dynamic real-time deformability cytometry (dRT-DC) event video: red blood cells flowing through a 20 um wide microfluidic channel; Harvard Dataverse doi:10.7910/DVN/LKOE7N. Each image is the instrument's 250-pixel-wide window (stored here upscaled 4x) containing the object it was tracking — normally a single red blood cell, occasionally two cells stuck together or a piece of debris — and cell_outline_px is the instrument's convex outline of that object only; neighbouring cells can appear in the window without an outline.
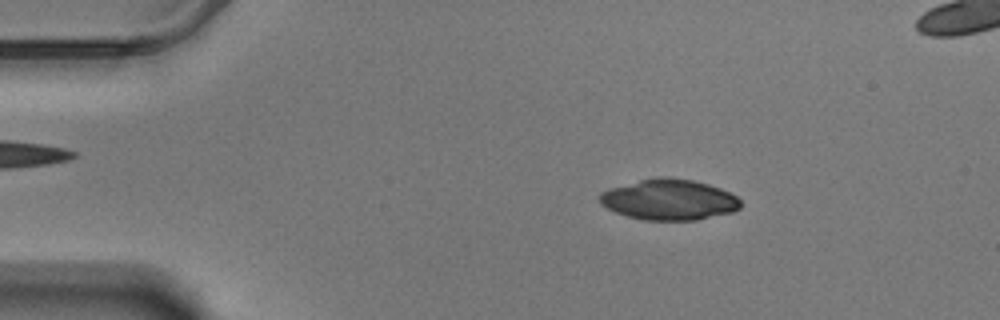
{"species": "Egyptian fruit bat (a non-hibernating species)", "species_latin": "Rousettus aegyptiacus", "temperature_condition": "warm", "stored_images_in_passage": 58, "camera_frame_rate_fps": 3000, "um_per_image_px": 0.085, "animal": {"sex": "male"}, "frame": {"image": 1, "passage_image": 9, "time_ms": 2.667, "image_size_px": [1000, 320], "cell_outline_px": [[740, 208], [732, 212], [696, 220], [644, 220], [628, 216], [616, 212], [600, 204], [596, 196], [600, 192], [608, 188], [656, 176], [668, 176], [692, 180], [708, 184], [720, 188], [736, 196], [740, 200]], "centroid_in_image_um": [56.83, 16.96], "position_along_channel_um": 28.2, "area_um2": 33.64}}
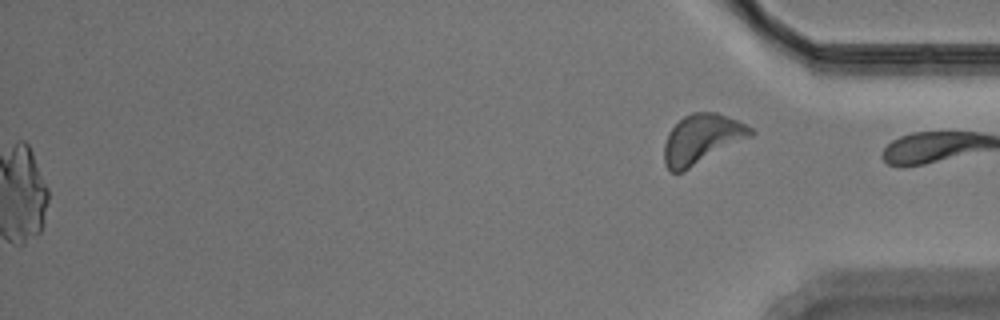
{"frame": {"image": 2, "passage_image": 58, "time_ms": 19.0, "image_size_px": [1000, 320], "cell_outline_px": [[756, 132], [752, 136], [684, 172], [668, 172], [664, 164], [664, 144], [668, 132], [684, 116], [692, 112], [716, 112], [736, 120], [752, 128]], "centroid_in_image_um": [59.63, 11.84], "position_along_channel_um": 375.6, "area_um2": 25.09}}